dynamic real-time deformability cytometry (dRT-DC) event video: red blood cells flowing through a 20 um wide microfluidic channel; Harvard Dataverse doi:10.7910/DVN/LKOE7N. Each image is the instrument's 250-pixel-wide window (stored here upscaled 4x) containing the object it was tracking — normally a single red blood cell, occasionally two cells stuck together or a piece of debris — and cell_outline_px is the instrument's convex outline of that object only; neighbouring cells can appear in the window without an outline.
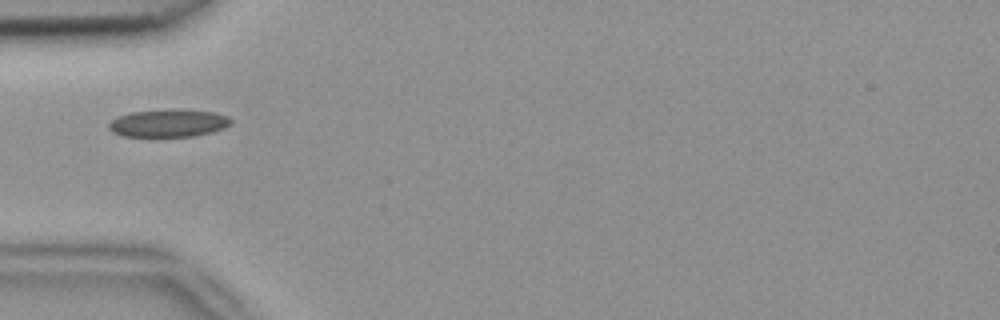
{"species": "common noctule bat (a hibernating species)", "species_latin": "Nyctalus noctula", "temperature_condition": "room temperature", "stored_images_in_passage": 4, "camera_frame_rate_fps": 3000, "um_per_image_px": 0.085, "animal": {"sex": "female", "body_mass_g": 18.4}, "frame": {"image": 1, "passage_image": 1, "time_ms": 0.0, "image_size_px": [1000, 320], "cell_outline_px": [[232, 124], [224, 128], [212, 132], [196, 136], [124, 136], [112, 132], [108, 128], [108, 124], [116, 116], [132, 112], [176, 108], [180, 108], [216, 112], [228, 116], [232, 120]], "centroid_in_image_um": [14.36, 10.45], "position_along_channel_um": 70.6, "area_um2": 20.06}}
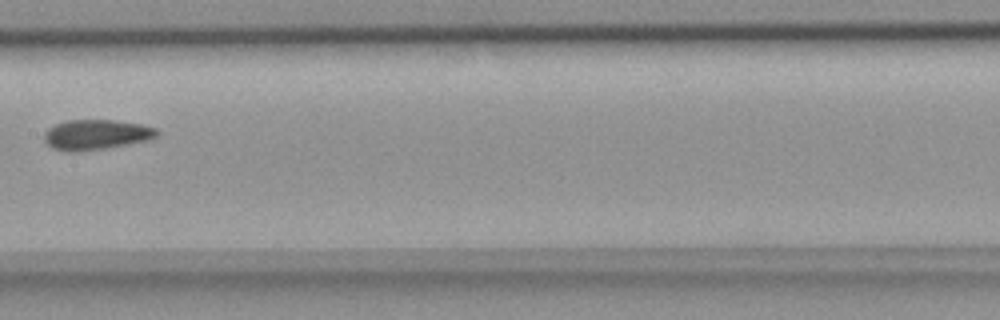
{"frame": {"image": 2, "passage_image": 4, "time_ms": 1.0, "image_size_px": [1000, 320], "cell_outline_px": [[160, 132], [156, 136], [148, 140], [104, 148], [76, 152], [68, 152], [52, 148], [44, 140], [44, 132], [48, 128], [56, 124], [68, 120], [112, 120], [140, 124], [156, 128]], "centroid_in_image_um": [8.15, 11.44], "position_along_channel_um": 199.3, "area_um2": 19.65}}